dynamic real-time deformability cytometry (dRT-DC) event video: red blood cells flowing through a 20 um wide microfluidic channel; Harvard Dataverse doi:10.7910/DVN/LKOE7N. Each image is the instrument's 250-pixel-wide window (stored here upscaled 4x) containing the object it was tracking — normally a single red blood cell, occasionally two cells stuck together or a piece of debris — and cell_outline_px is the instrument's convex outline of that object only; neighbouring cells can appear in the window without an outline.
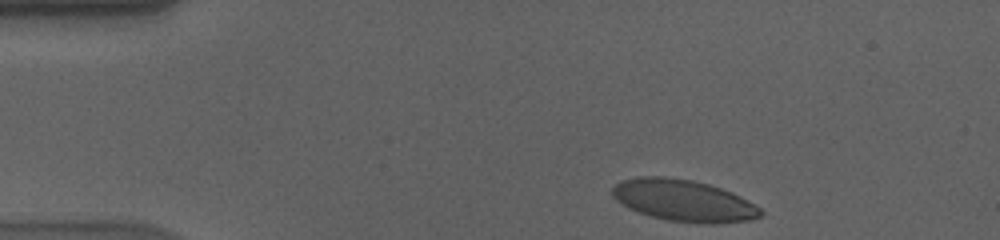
{"species": "human", "species_latin": "Homo sapiens", "temperature_condition": "cold", "stored_images_in_passage": 44, "camera_frame_rate_fps": 3000, "um_per_image_px": 0.085, "donor": {"sex": "male"}, "frame": {"image": 1, "passage_image": 1, "time_ms": 0.0, "image_size_px": [1000, 240], "cell_outline_px": [[764, 212], [760, 216], [752, 220], [716, 224], [696, 224], [668, 220], [652, 216], [628, 208], [616, 200], [612, 196], [612, 188], [620, 180], [636, 176], [664, 176], [692, 180], [708, 184], [732, 192], [748, 200], [760, 208]], "centroid_in_image_um": [58.11, 17.05], "position_along_channel_um": 26.9, "area_um2": 36.3}}
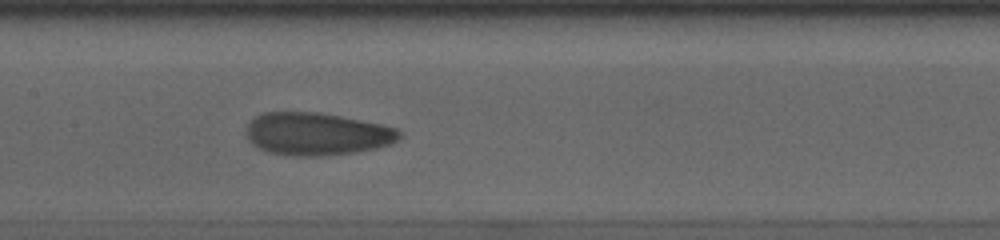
{"frame": {"image": 2, "passage_image": 20, "time_ms": 6.333, "image_size_px": [1000, 240], "cell_outline_px": [[404, 136], [400, 140], [392, 144], [376, 148], [356, 152], [328, 156], [292, 156], [268, 152], [252, 144], [248, 140], [244, 132], [244, 128], [260, 112], [320, 112], [384, 124], [400, 128], [404, 132]], "centroid_in_image_um": [26.99, 11.38], "position_along_channel_um": 180.4, "area_um2": 39.02}}
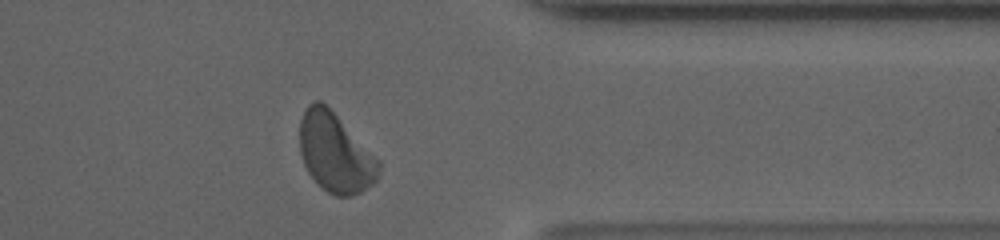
{"frame": {"image": 3, "passage_image": 38, "time_ms": 12.333, "image_size_px": [1000, 240], "cell_outline_px": [[380, 168], [376, 180], [372, 184], [360, 192], [348, 196], [336, 196], [320, 188], [316, 184], [308, 172], [304, 164], [300, 152], [300, 120], [308, 104], [316, 100], [320, 100], [380, 160]], "centroid_in_image_um": [28.48, 13.02], "position_along_channel_um": 382.9, "area_um2": 36.07}, "authors_computed_cell_mechanics": {"area_um2": 37.4255, "velocity_mm_per_s": 3.5462, "shape_relaxation_time_tau1_ms": 5.5026, "shape_relaxation_time_tau2_ms": 1.8423, "deformation_change_tau1": 0.1587, "deformation_change_tau2": 0.0661}}